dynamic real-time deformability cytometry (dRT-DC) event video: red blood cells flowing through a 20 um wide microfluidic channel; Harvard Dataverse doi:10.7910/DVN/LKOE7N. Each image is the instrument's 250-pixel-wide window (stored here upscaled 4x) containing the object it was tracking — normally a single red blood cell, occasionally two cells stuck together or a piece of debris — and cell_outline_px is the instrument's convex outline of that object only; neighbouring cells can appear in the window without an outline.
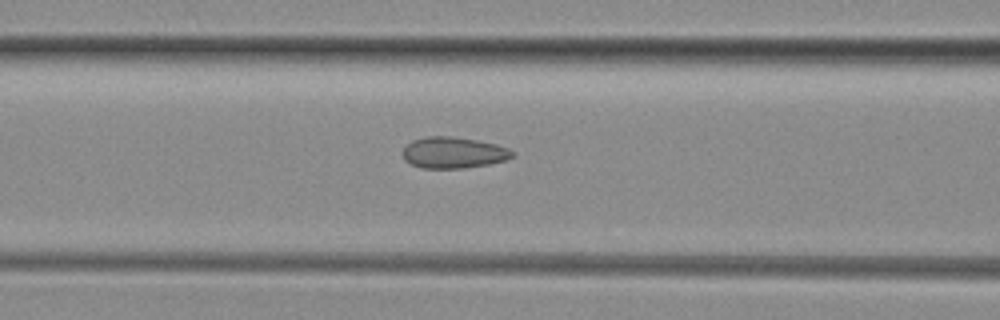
{"species": "common noctule bat (a hibernating species)", "species_latin": "Nyctalus noctula", "temperature_condition": "room temperature", "stored_images_in_passage": 32, "camera_frame_rate_fps": 3000, "um_per_image_px": 0.085, "animal": {"sex": "female", "body_mass_g": 29.2, "forearm_length_mm": 56.3}, "frame": {"image": 1, "passage_image": 12, "time_ms": 3.667, "image_size_px": [1000, 320], "cell_outline_px": [[516, 156], [504, 160], [488, 164], [464, 168], [420, 168], [404, 160], [400, 152], [412, 140], [424, 136], [452, 136], [476, 140], [496, 144], [508, 148], [516, 152]], "centroid_in_image_um": [38.53, 12.97], "position_along_channel_um": 128.1, "area_um2": 20.17}}
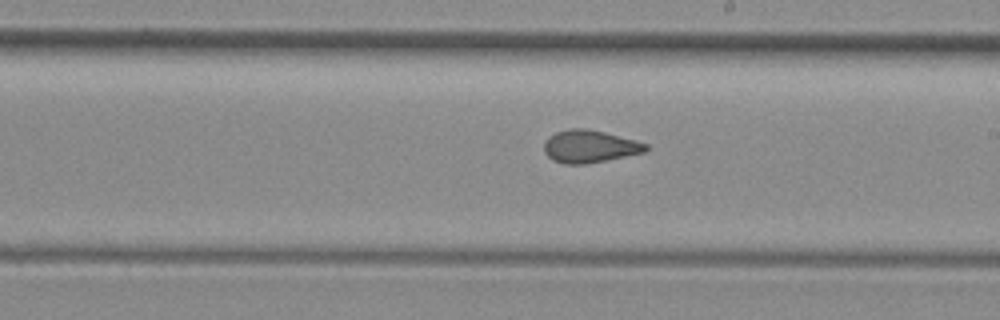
{"frame": {"image": 2, "passage_image": 20, "time_ms": 6.333, "image_size_px": [1000, 320], "cell_outline_px": [[648, 148], [644, 152], [584, 164], [564, 164], [552, 160], [544, 152], [544, 144], [548, 136], [556, 132], [568, 128], [588, 128], [636, 140], [648, 144]], "centroid_in_image_um": [50.08, 12.43], "position_along_channel_um": 238.9, "area_um2": 19.25}}
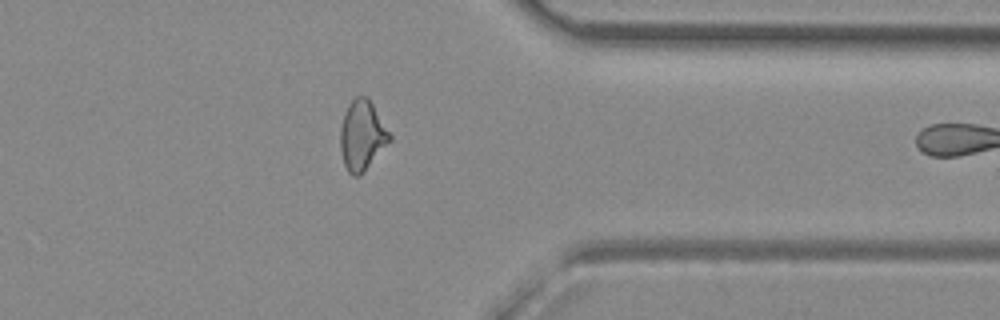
{"frame": {"image": 3, "passage_image": 31, "time_ms": 10.0, "image_size_px": [1000, 320], "cell_outline_px": [[392, 140], [364, 172], [360, 176], [352, 176], [348, 172], [344, 164], [340, 148], [340, 128], [344, 112], [348, 104], [356, 96], [368, 96], [392, 136]], "centroid_in_image_um": [30.78, 11.52], "position_along_channel_um": 380.6, "area_um2": 20.35}}